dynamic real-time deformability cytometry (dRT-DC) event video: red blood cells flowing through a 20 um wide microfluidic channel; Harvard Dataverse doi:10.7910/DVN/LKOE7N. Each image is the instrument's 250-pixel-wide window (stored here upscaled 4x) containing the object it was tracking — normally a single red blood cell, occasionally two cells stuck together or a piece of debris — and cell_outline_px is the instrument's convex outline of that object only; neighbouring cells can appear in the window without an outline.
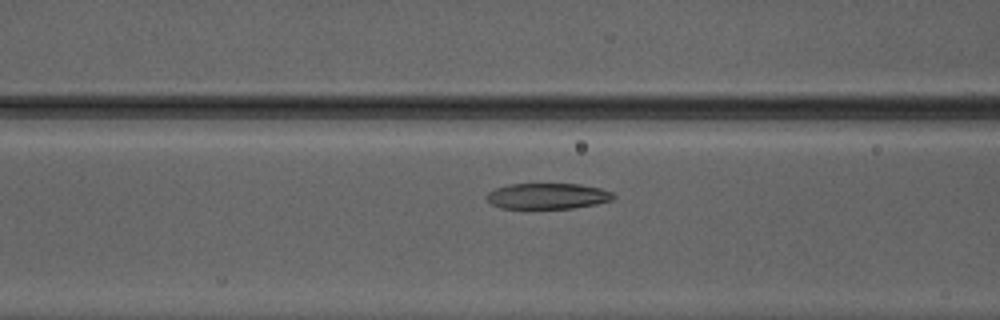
{"species": "Egyptian fruit bat (a non-hibernating species)", "species_latin": "Rousettus aegyptiacus", "temperature_condition": "warm", "stored_images_in_passage": 31, "camera_frame_rate_fps": 3000, "um_per_image_px": 0.085, "animal": {"sex": "male"}, "frame": {"image": 1, "passage_image": 7, "time_ms": 2.0, "image_size_px": [1000, 320], "cell_outline_px": [[616, 196], [612, 200], [596, 204], [572, 208], [500, 208], [492, 204], [484, 196], [488, 192], [496, 188], [512, 184], [580, 184], [600, 188], [612, 192]], "centroid_in_image_um": [46.55, 16.66], "position_along_channel_um": 120.1, "area_um2": 19.02}}
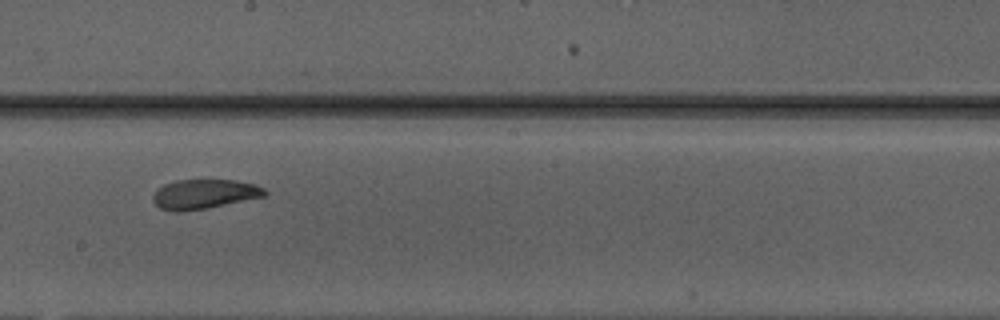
{"frame": {"image": 2, "passage_image": 15, "time_ms": 4.667, "image_size_px": [1000, 320], "cell_outline_px": [[268, 192], [264, 196], [208, 208], [176, 212], [160, 208], [152, 200], [152, 196], [164, 184], [176, 180], [236, 180], [256, 184], [264, 188]], "centroid_in_image_um": [17.37, 16.49], "position_along_channel_um": 230.8, "area_um2": 19.13}}
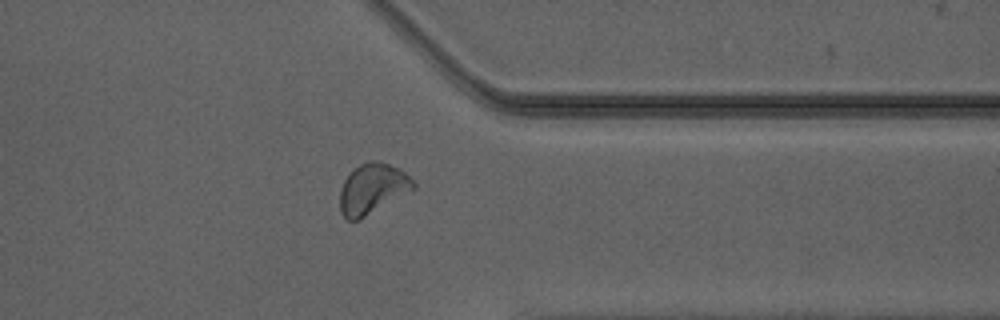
{"frame": {"image": 3, "passage_image": 26, "time_ms": 8.333, "image_size_px": [1000, 320], "cell_outline_px": [[416, 188], [364, 216], [356, 220], [348, 220], [340, 212], [340, 188], [344, 180], [360, 164], [372, 160], [380, 160], [400, 168], [416, 184]], "centroid_in_image_um": [31.66, 16.01], "position_along_channel_um": 379.7, "area_um2": 21.15}}